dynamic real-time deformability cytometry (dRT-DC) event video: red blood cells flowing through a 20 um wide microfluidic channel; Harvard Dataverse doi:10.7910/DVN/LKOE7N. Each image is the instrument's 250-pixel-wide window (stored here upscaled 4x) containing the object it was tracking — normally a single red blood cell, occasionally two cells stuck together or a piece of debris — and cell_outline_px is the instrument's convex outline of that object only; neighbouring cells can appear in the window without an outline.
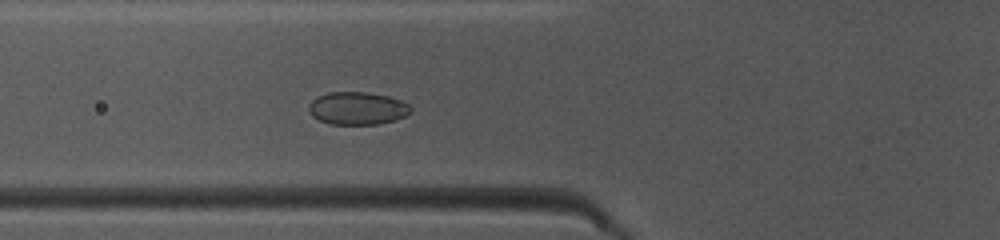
{"species": "common noctule bat (a hibernating species)", "species_latin": "Nyctalus noctula", "temperature_condition": "warm", "stored_images_in_passage": 32, "camera_frame_rate_fps": 3000, "um_per_image_px": 0.085, "animal": {"sex": "female", "body_mass_g": 10.0, "forearm_length_mm": 53.1}, "frame": {"image": 1, "passage_image": 5, "time_ms": 1.333, "image_size_px": [1000, 240], "cell_outline_px": [[412, 112], [396, 120], [376, 124], [332, 124], [320, 120], [312, 116], [308, 112], [308, 104], [316, 96], [328, 92], [368, 92], [388, 96], [400, 100], [408, 104], [412, 108]], "centroid_in_image_um": [30.36, 9.2], "position_along_channel_um": 95.4, "area_um2": 19.59}}
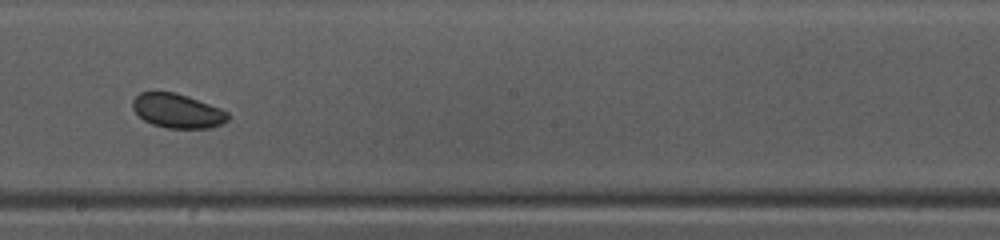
{"frame": {"image": 2, "passage_image": 15, "time_ms": 4.667, "image_size_px": [1000, 240], "cell_outline_px": [[228, 120], [220, 124], [208, 128], [168, 128], [152, 124], [144, 120], [132, 108], [132, 100], [140, 92], [172, 92], [188, 96], [220, 108], [228, 112]], "centroid_in_image_um": [15.06, 9.42], "position_along_channel_um": 233.1, "area_um2": 18.84}}
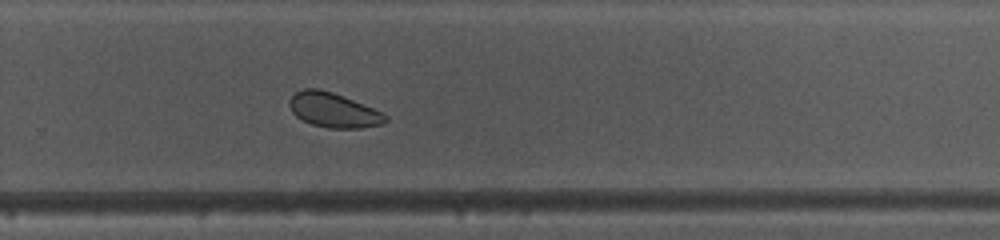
{"frame": {"image": 3, "passage_image": 20, "time_ms": 6.333, "image_size_px": [1000, 240], "cell_outline_px": [[388, 120], [384, 124], [360, 128], [328, 128], [312, 124], [296, 116], [292, 112], [288, 104], [292, 96], [296, 92], [304, 88], [320, 88], [332, 92], [372, 108], [388, 116]], "centroid_in_image_um": [28.33, 9.36], "position_along_channel_um": 301.5, "area_um2": 19.19}, "authors_computed_cell_mechanics": {"area_um2": 19.5653, "velocity_mm_per_s": 4.115, "shape_relaxation_time_tau1_ms": null, "shape_relaxation_time_tau2_ms": 7.094, "deformation_change_tau1": null, "deformation_change_tau2": 0.0898}}